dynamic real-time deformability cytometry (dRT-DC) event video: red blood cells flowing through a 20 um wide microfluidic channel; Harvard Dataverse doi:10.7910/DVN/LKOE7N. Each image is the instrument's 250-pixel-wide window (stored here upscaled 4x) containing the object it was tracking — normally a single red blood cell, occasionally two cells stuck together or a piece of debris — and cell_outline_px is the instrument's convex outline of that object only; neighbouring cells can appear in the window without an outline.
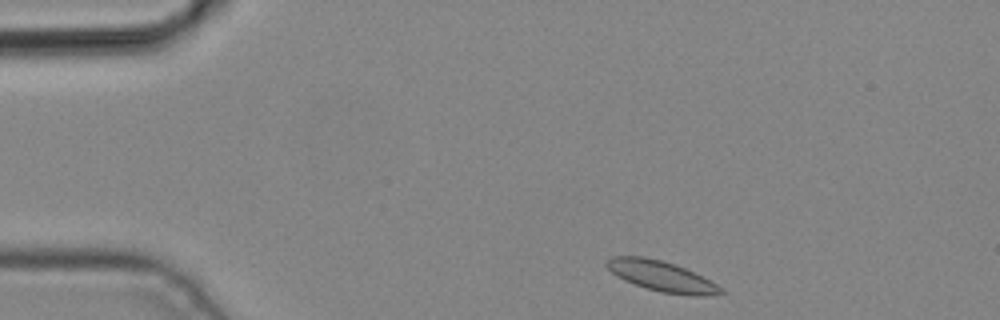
{"species": "common noctule bat (a hibernating species)", "species_latin": "Nyctalus noctula", "temperature_condition": "cold", "stored_images_in_passage": 4, "camera_frame_rate_fps": 3000, "um_per_image_px": 0.085, "animal": {"sex": "male", "body_mass_g": 19.2, "forearm_length_mm": 51.8}, "frame": {"image": 1, "passage_image": 1, "time_ms": 0.0, "image_size_px": [1000, 320], "cell_outline_px": [[728, 292], [704, 296], [692, 296], [660, 292], [624, 280], [616, 276], [604, 264], [604, 260], [612, 256], [644, 256], [660, 260], [684, 268], [724, 288]], "centroid_in_image_um": [56.21, 23.48], "position_along_channel_um": 28.8, "area_um2": 20.06}}
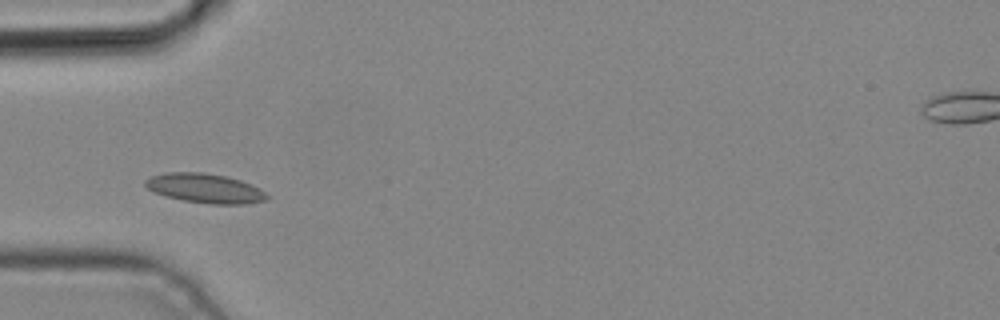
{"frame": {"image": 2, "passage_image": 3, "time_ms": 0.667, "image_size_px": [1000, 320], "cell_outline_px": [[268, 196], [264, 200], [244, 204], [208, 204], [184, 200], [164, 196], [148, 188], [144, 184], [144, 180], [152, 176], [164, 172], [200, 172], [224, 176], [240, 180], [264, 192]], "centroid_in_image_um": [17.36, 16.0], "position_along_channel_um": 67.6, "area_um2": 20.46}}
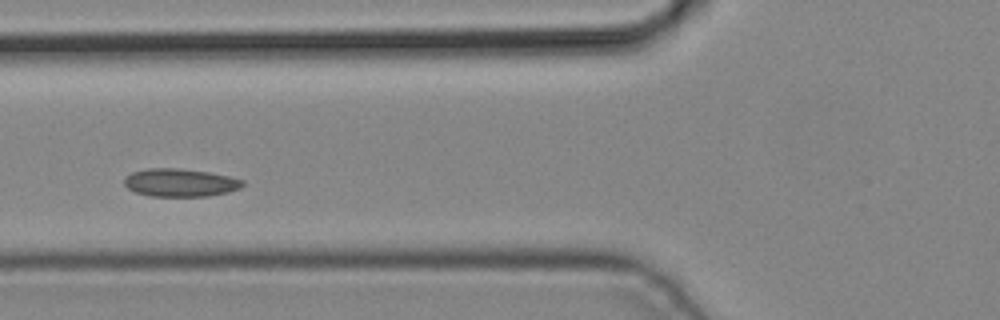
{"frame": {"image": 3, "passage_image": 4, "time_ms": 1.0, "image_size_px": [1000, 320], "cell_outline_px": [[244, 184], [240, 188], [228, 192], [208, 196], [148, 196], [136, 192], [128, 188], [124, 184], [124, 176], [132, 172], [148, 168], [176, 168], [208, 172], [228, 176], [244, 180]], "centroid_in_image_um": [15.3, 15.52], "position_along_channel_um": 110.5, "area_um2": 19.31}}